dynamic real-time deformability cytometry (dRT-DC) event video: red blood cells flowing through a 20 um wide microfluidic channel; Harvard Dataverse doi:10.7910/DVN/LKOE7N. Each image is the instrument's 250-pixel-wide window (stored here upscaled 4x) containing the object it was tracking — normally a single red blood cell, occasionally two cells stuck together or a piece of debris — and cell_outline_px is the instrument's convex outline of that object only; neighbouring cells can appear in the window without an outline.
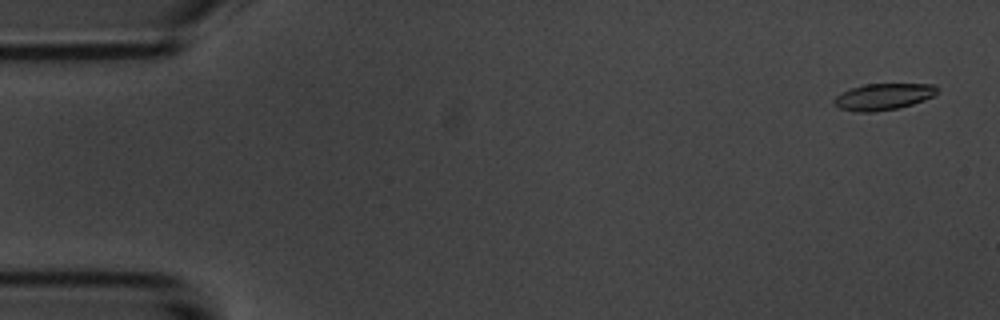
{"species": "common noctule bat (a hibernating species)", "species_latin": "Nyctalus noctula", "temperature_condition": "room temperature", "stored_images_in_passage": 55, "camera_frame_rate_fps": 3000, "um_per_image_px": 0.085, "animal": {"sex": "male", "body_mass_g": 20.1, "forearm_length_mm": 53.5}, "frame": {"image": 1, "passage_image": 3, "time_ms": 0.667, "image_size_px": [1000, 320], "cell_outline_px": [[936, 92], [932, 96], [924, 100], [912, 104], [896, 108], [872, 112], [856, 112], [840, 108], [832, 100], [840, 92], [864, 84], [936, 84]], "centroid_in_image_um": [75.05, 8.21], "position_along_channel_um": 10.0, "area_um2": 15.72}}
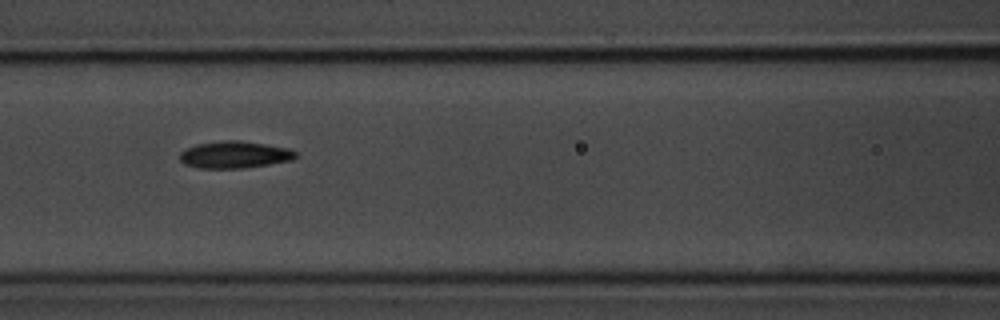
{"frame": {"image": 2, "passage_image": 24, "time_ms": 7.667, "image_size_px": [1000, 320], "cell_outline_px": [[296, 156], [292, 160], [244, 168], [200, 168], [184, 164], [180, 160], [180, 152], [184, 148], [196, 144], [224, 140], [240, 140], [288, 148], [296, 152]], "centroid_in_image_um": [19.9, 13.14], "position_along_channel_um": 146.7, "area_um2": 18.21}}
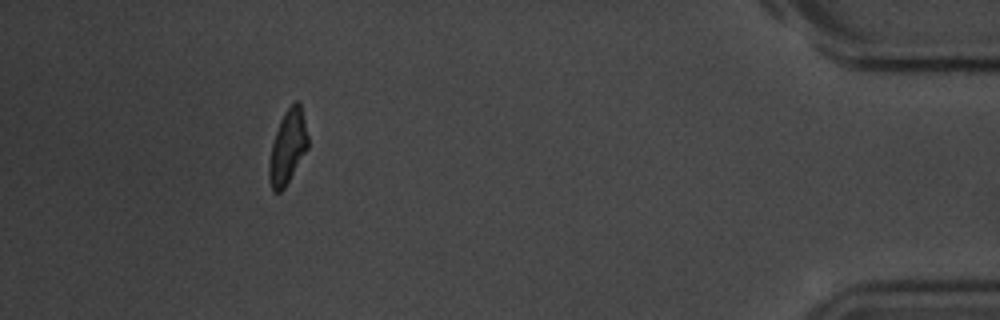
{"frame": {"image": 3, "passage_image": 50, "time_ms": 16.333, "image_size_px": [1000, 320], "cell_outline_px": [[308, 148], [284, 188], [280, 192], [272, 192], [268, 180], [268, 164], [272, 144], [280, 120], [284, 112], [296, 100], [300, 100], [308, 136]], "centroid_in_image_um": [24.44, 12.5], "position_along_channel_um": 410.8, "area_um2": 16.76}, "authors_computed_cell_mechanics": {"area_um2": 17.2244, "velocity_mm_per_s": 3.7324, "shape_relaxation_time_tau1_ms": 3.6518, "shape_relaxation_time_tau2_ms": 6.1074, "deformation_change_tau1": 0.1394, "deformation_change_tau2": 0.1415}}